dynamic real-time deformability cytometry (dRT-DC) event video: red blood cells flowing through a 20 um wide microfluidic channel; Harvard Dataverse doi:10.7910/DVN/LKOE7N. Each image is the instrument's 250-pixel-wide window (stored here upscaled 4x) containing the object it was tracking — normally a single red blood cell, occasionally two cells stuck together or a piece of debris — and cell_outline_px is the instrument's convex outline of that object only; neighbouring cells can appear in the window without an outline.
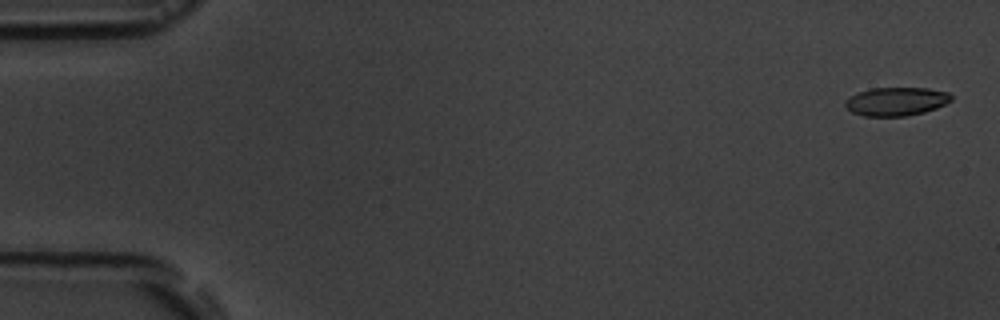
{"species": "common noctule bat (a hibernating species)", "species_latin": "Nyctalus noctula", "temperature_condition": "room temperature", "stored_images_in_passage": 5, "camera_frame_rate_fps": 3000, "um_per_image_px": 0.085, "animal": {"sex": "male", "body_mass_g": 19.5, "forearm_length_mm": 54.6}, "frame": {"image": 1, "passage_image": 1, "time_ms": 0.0, "image_size_px": [1000, 320], "cell_outline_px": [[952, 100], [936, 108], [924, 112], [908, 116], [864, 116], [852, 112], [844, 104], [856, 92], [872, 88], [928, 88], [948, 92], [952, 96]], "centroid_in_image_um": [76.2, 8.62], "position_along_channel_um": 8.8, "area_um2": 17.51}}
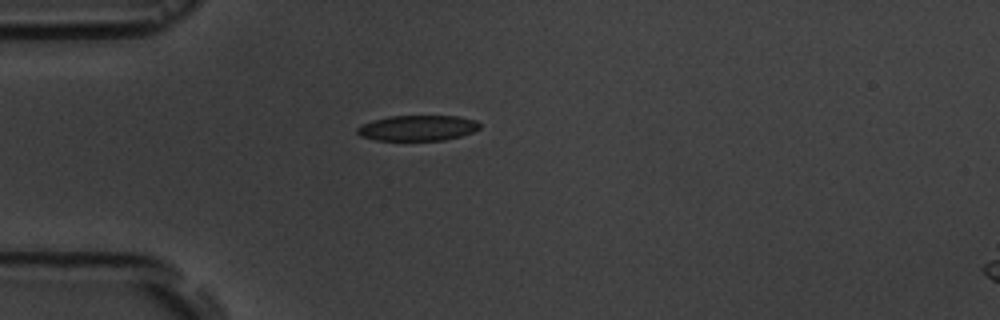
{"frame": {"image": 2, "passage_image": 5, "time_ms": 4.667, "image_size_px": [1000, 320], "cell_outline_px": [[480, 128], [472, 132], [460, 136], [444, 140], [376, 140], [360, 136], [356, 132], [356, 128], [372, 120], [388, 116], [456, 116], [476, 120], [480, 124]], "centroid_in_image_um": [35.49, 10.88], "position_along_channel_um": 49.5, "area_um2": 18.15}}